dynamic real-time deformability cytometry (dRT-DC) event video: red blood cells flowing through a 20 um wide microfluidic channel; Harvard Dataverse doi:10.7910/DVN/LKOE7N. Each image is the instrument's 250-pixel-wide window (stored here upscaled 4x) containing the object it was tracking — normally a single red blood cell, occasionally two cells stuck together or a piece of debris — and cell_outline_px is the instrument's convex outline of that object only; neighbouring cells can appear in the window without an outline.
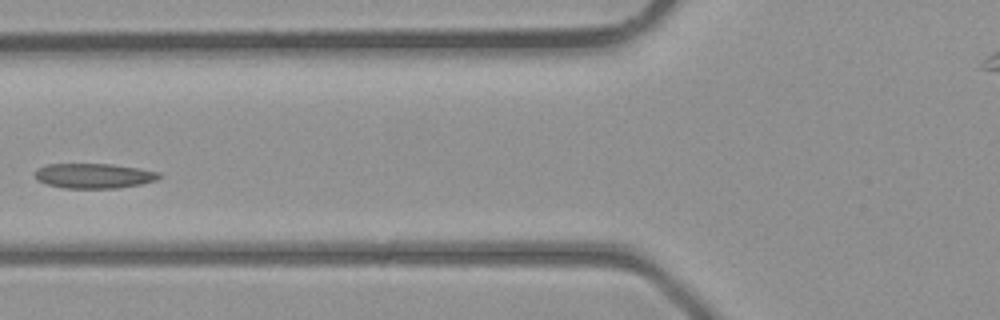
{"species": "common noctule bat (a hibernating species)", "species_latin": "Nyctalus noctula", "temperature_condition": "room temperature", "stored_images_in_passage": 3, "camera_frame_rate_fps": 3000, "um_per_image_px": 0.085, "animal": {"sex": "male", "body_mass_g": 23.1, "forearm_length_mm": 52.7}, "frame": {"image": 1, "passage_image": 3, "time_ms": 2.333, "image_size_px": [1000, 320], "cell_outline_px": [[164, 176], [156, 180], [140, 184], [116, 188], [64, 188], [48, 184], [36, 180], [36, 168], [48, 164], [112, 164], [140, 168], [160, 172]], "centroid_in_image_um": [8.02, 14.94], "position_along_channel_um": 117.8, "area_um2": 18.09}}